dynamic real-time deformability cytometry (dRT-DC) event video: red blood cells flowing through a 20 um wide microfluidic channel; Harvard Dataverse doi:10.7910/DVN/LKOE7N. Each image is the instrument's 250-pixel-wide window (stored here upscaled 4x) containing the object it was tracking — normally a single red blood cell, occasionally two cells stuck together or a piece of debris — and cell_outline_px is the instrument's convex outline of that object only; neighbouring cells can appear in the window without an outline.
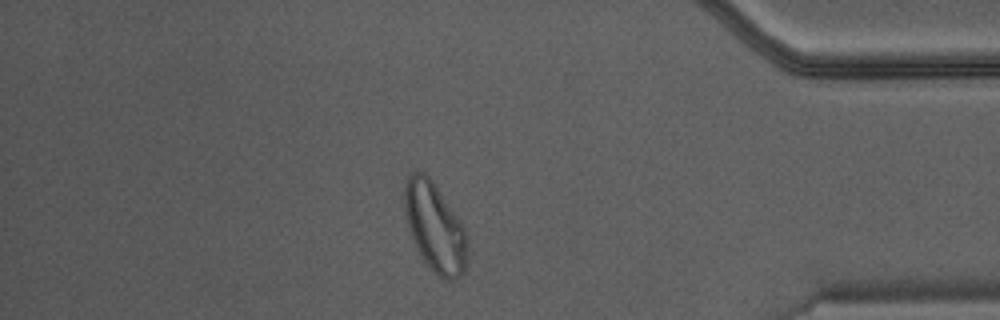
{"species": "Egyptian fruit bat (a non-hibernating species)", "species_latin": "Rousettus aegyptiacus", "temperature_condition": "warm", "stored_images_in_passage": 47, "segment_of_instrument_passage": [1, 2], "camera_frame_rate_fps": 3000, "um_per_image_px": 0.085, "animal": {"sex": "male"}, "frame": {"image": 1, "passage_image": 40, "time_ms": 13.0, "image_size_px": [1000, 320], "cell_outline_px": [[468, 256], [464, 276], [456, 280], [448, 280], [436, 276], [424, 260], [412, 236], [408, 224], [404, 208], [404, 188], [408, 176], [412, 172], [424, 172], [432, 180], [464, 228], [468, 248]], "centroid_in_image_um": [36.99, 19.37], "position_along_channel_um": 398.2, "area_um2": 32.25}}